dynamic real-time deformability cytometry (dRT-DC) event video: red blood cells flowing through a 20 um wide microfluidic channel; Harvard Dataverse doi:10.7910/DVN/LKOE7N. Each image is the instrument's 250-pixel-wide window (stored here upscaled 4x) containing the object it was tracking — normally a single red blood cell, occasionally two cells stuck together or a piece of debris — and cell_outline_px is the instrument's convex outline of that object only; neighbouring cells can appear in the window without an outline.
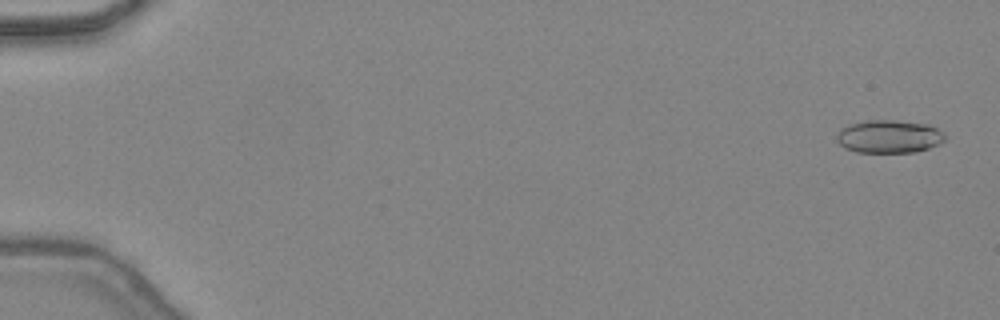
{"species": "common noctule bat (a hibernating species)", "species_latin": "Nyctalus noctula", "temperature_condition": "warm", "stored_images_in_passage": 47, "camera_frame_rate_fps": 3000, "um_per_image_px": 0.085, "animal": {"sex": "female", "body_mass_g": 24.6, "forearm_length_mm": 56.2}, "frame": {"image": 1, "passage_image": 2, "time_ms": 0.333, "image_size_px": [1000, 320], "cell_outline_px": [[944, 140], [940, 144], [916, 152], [856, 152], [844, 148], [836, 140], [836, 136], [840, 128], [848, 124], [868, 120], [892, 120], [928, 124], [944, 132]], "centroid_in_image_um": [75.54, 11.6], "position_along_channel_um": 9.5, "area_um2": 20.92}}
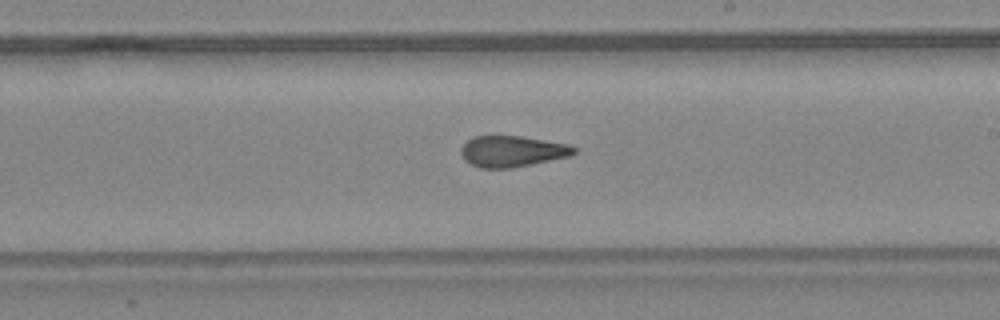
{"frame": {"image": 2, "passage_image": 29, "time_ms": 9.333, "image_size_px": [1000, 320], "cell_outline_px": [[576, 152], [572, 156], [512, 168], [480, 168], [464, 160], [460, 152], [460, 148], [472, 136], [520, 136], [568, 144], [576, 148]], "centroid_in_image_um": [43.53, 12.86], "position_along_channel_um": 245.5, "area_um2": 20.52}}
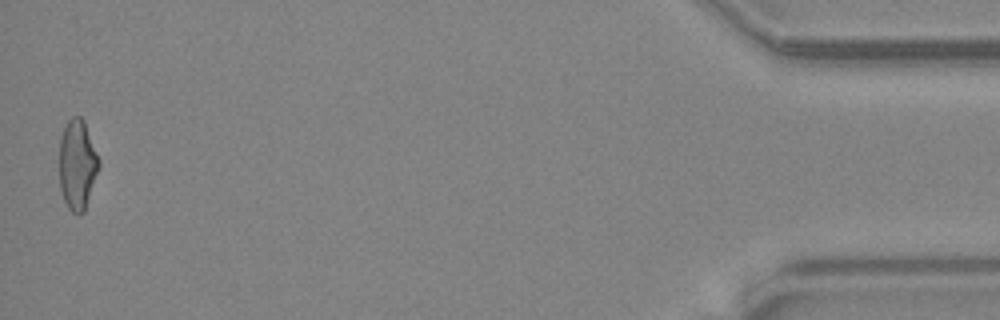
{"frame": {"image": 3, "passage_image": 47, "time_ms": 15.333, "image_size_px": [1000, 320], "cell_outline_px": [[100, 164], [84, 212], [80, 216], [72, 212], [68, 208], [64, 200], [60, 188], [60, 136], [68, 120], [72, 116], [80, 116], [84, 120], [100, 160]], "centroid_in_image_um": [6.58, 13.99], "position_along_channel_um": 428.6, "area_um2": 20.75}, "authors_computed_cell_mechanics": {"area_um2": 20.9236, "velocity_mm_per_s": 4.4867, "shape_relaxation_time_tau1_ms": null, "shape_relaxation_time_tau2_ms": 1.6522, "deformation_change_tau1": null, "deformation_change_tau2": 0.0966}}